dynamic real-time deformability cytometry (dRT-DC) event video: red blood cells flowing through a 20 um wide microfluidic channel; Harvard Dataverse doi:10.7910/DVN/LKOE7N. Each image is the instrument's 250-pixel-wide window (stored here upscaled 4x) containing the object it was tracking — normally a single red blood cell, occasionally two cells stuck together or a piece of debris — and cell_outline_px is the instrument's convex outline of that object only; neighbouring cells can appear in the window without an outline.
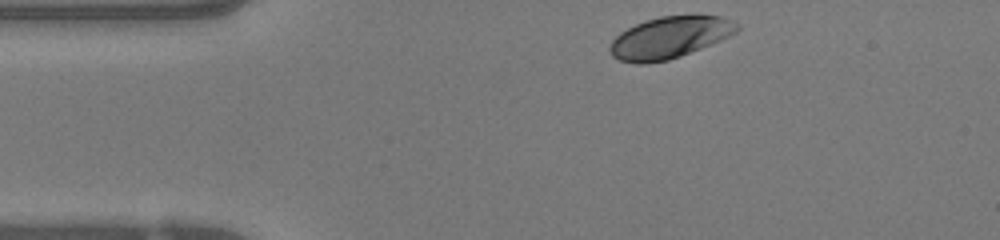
{"species": "human", "species_latin": "Homo sapiens", "temperature_condition": "warm", "stored_images_in_passage": 35, "camera_frame_rate_fps": 3000, "um_per_image_px": 0.085, "donor": {"sex": "female"}, "frame": {"image": 1, "passage_image": 1, "time_ms": 0.0, "image_size_px": [1000, 240], "cell_outline_px": [[740, 28], [736, 32], [720, 40], [680, 56], [668, 60], [644, 64], [636, 64], [620, 60], [612, 56], [608, 48], [612, 40], [620, 32], [644, 20], [660, 16], [720, 16], [740, 24]], "centroid_in_image_um": [56.88, 3.2], "position_along_channel_um": 28.1, "area_um2": 30.63}}
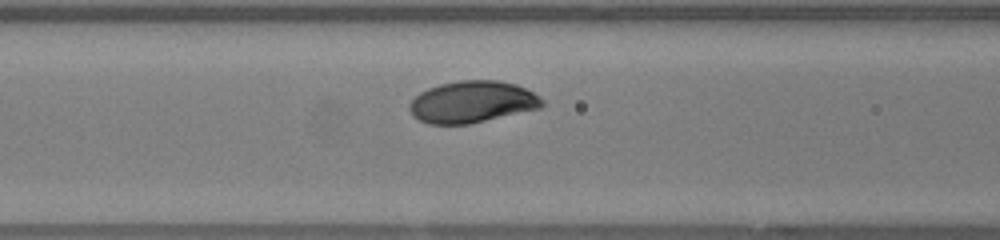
{"frame": {"image": 2, "passage_image": 12, "time_ms": 3.667, "image_size_px": [1000, 240], "cell_outline_px": [[544, 104], [540, 108], [468, 124], [428, 124], [412, 116], [408, 108], [408, 104], [420, 92], [428, 88], [440, 84], [460, 80], [500, 80], [516, 84], [540, 96], [544, 100]], "centroid_in_image_um": [40.12, 8.66], "position_along_channel_um": 126.5, "area_um2": 32.31}}
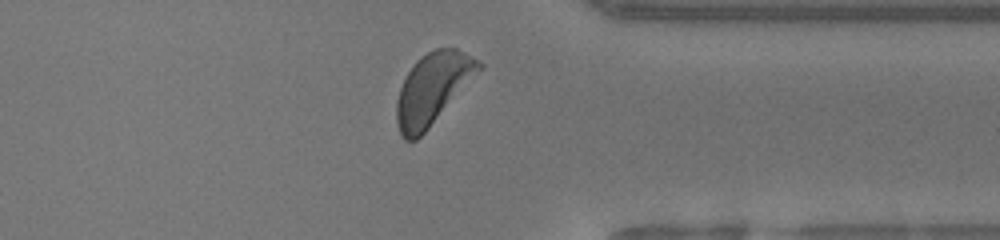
{"frame": {"image": 3, "passage_image": 31, "time_ms": 10.0, "image_size_px": [1000, 240], "cell_outline_px": [[484, 68], [428, 128], [416, 140], [404, 140], [396, 124], [396, 100], [400, 88], [408, 72], [416, 60], [420, 56], [436, 48], [456, 48], [480, 60], [484, 64]], "centroid_in_image_um": [36.8, 7.52], "position_along_channel_um": 374.6, "area_um2": 34.1}, "authors_computed_cell_mechanics": {"area_um2": 32.368, "velocity_mm_per_s": 4.0346, "shape_relaxation_time_tau1_ms": 1.429, "shape_relaxation_time_tau2_ms": null, "deformation_change_tau1": 0.117, "deformation_change_tau2": null}}